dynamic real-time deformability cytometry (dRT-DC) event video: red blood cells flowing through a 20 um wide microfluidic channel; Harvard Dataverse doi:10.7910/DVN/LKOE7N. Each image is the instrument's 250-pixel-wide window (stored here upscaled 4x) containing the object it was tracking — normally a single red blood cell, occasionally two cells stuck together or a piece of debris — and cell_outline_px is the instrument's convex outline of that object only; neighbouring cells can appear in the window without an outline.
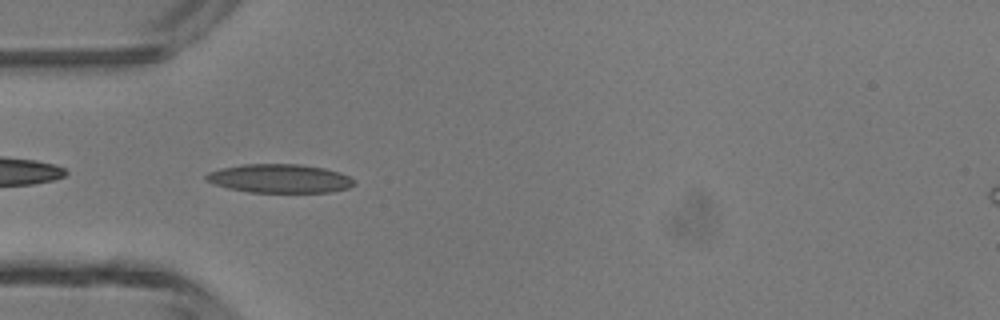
{"species": "common noctule bat (a hibernating species)", "species_latin": "Nyctalus noctula", "temperature_condition": "room temperature", "stored_images_in_passage": 35, "camera_frame_rate_fps": 3000, "um_per_image_px": 0.085, "animal": {"sex": "male", "body_mass_g": 13.3}, "frame": {"image": 1, "passage_image": 2, "time_ms": 0.333, "image_size_px": [1000, 320], "cell_outline_px": [[356, 184], [348, 188], [332, 192], [248, 192], [228, 188], [212, 184], [204, 180], [204, 176], [208, 172], [220, 168], [240, 164], [300, 164], [324, 168], [340, 172], [356, 180]], "centroid_in_image_um": [23.75, 15.17], "position_along_channel_um": 61.3, "area_um2": 25.09}}
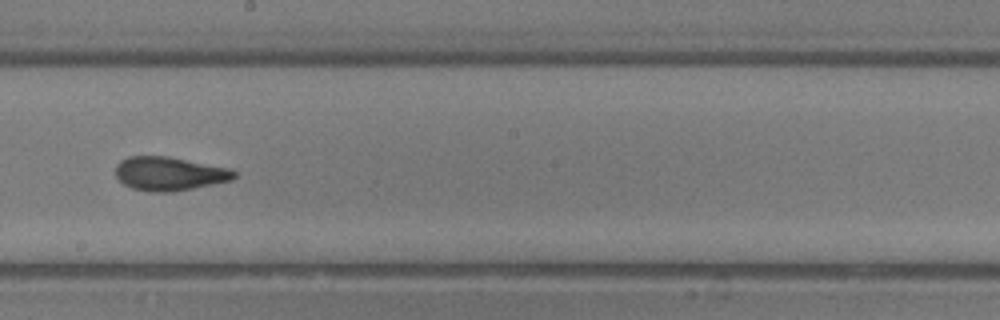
{"frame": {"image": 2, "passage_image": 14, "time_ms": 4.333, "image_size_px": [1000, 320], "cell_outline_px": [[236, 176], [232, 180], [172, 192], [148, 192], [132, 188], [124, 184], [116, 176], [116, 164], [120, 160], [128, 156], [168, 156], [228, 168], [236, 172]], "centroid_in_image_um": [14.36, 14.76], "position_along_channel_um": 233.8, "area_um2": 23.24}}
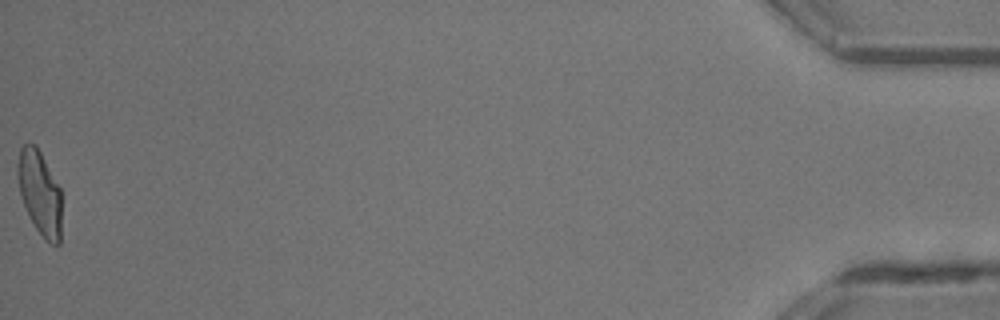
{"frame": {"image": 3, "passage_image": 35, "time_ms": 11.333, "image_size_px": [1000, 320], "cell_outline_px": [[60, 244], [48, 244], [44, 240], [36, 228], [24, 204], [20, 192], [16, 176], [16, 164], [20, 148], [24, 144], [36, 144], [60, 188]], "centroid_in_image_um": [3.35, 16.37], "position_along_channel_um": 431.8, "area_um2": 21.44}, "authors_computed_cell_mechanics": {"area_um2": 22.8888, "velocity_mm_per_s": 4.3464, "shape_relaxation_time_tau1_ms": 6.0091, "shape_relaxation_time_tau2_ms": 1.2814, "deformation_change_tau1": 0.2172, "deformation_change_tau2": 0.0996}}